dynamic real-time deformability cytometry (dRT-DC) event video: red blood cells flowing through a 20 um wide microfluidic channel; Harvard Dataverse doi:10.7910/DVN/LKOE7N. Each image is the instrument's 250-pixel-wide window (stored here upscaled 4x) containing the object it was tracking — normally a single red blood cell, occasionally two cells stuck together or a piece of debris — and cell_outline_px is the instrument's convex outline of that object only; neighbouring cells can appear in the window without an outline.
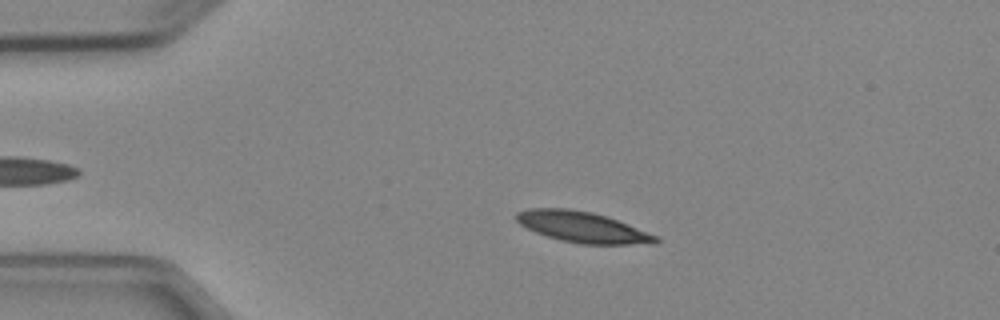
{"species": "Egyptian fruit bat (a non-hibernating species)", "species_latin": "Rousettus aegyptiacus", "temperature_condition": "cold", "stored_images_in_passage": 3, "camera_frame_rate_fps": 3000, "um_per_image_px": 0.085, "animal": {"sex": "female"}, "frame": {"image": 1, "passage_image": 2, "time_ms": 1.333, "image_size_px": [1000, 320], "cell_outline_px": [[660, 240], [656, 244], [580, 244], [560, 240], [536, 232], [520, 224], [516, 220], [516, 212], [528, 208], [568, 208], [592, 212], [608, 216], [656, 236]], "centroid_in_image_um": [49.5, 19.29], "position_along_channel_um": 35.5, "area_um2": 24.91}}